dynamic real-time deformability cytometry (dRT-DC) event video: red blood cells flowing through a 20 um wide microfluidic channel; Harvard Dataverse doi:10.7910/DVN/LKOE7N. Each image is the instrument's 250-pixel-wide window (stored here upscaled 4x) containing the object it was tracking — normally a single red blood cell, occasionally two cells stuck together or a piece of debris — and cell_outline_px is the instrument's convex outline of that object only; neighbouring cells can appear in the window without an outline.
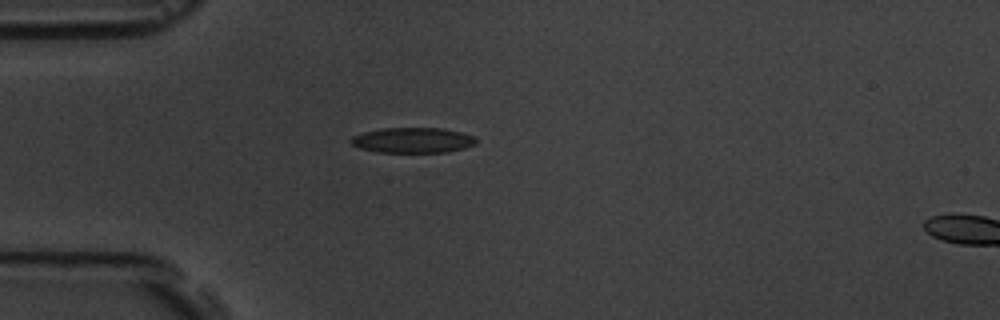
{"species": "common noctule bat (a hibernating species)", "species_latin": "Nyctalus noctula", "temperature_condition": "room temperature", "stored_images_in_passage": 2, "segment_of_instrument_passage": [1, 2], "camera_frame_rate_fps": 3000, "um_per_image_px": 0.085, "animal": {"sex": "male", "body_mass_g": 19.5, "forearm_length_mm": 54.6}, "frame": {"image": 1, "passage_image": 1, "time_ms": 0.0, "image_size_px": [1000, 320], "cell_outline_px": [[476, 144], [464, 148], [448, 152], [376, 152], [360, 148], [352, 144], [348, 140], [352, 136], [364, 132], [384, 128], [444, 128], [476, 136]], "centroid_in_image_um": [35.09, 11.92], "position_along_channel_um": 49.9, "area_um2": 18.55}}